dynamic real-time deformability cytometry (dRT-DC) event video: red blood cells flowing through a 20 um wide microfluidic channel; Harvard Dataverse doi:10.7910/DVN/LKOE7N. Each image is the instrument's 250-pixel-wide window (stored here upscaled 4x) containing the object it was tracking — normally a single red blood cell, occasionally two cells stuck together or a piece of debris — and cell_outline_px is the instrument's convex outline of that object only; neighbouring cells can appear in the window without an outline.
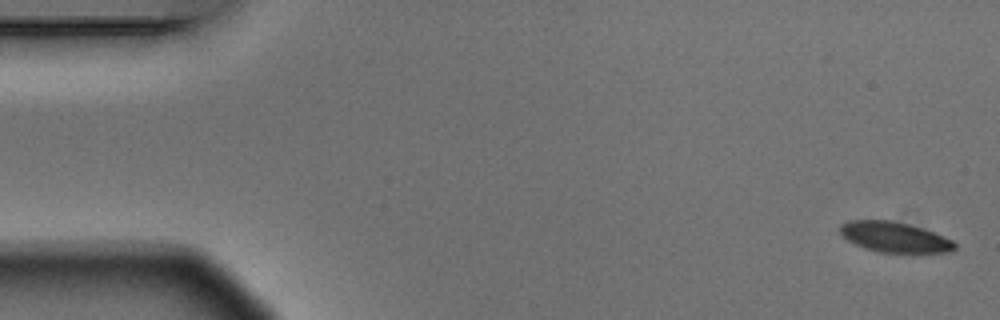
{"species": "Egyptian fruit bat (a non-hibernating species)", "species_latin": "Rousettus aegyptiacus", "temperature_condition": "warm", "stored_images_in_passage": 5, "camera_frame_rate_fps": 3000, "um_per_image_px": 0.085, "animal": {"sex": "male"}, "frame": {"image": 1, "passage_image": 1, "time_ms": 0.0, "image_size_px": [1000, 320], "cell_outline_px": [[956, 248], [952, 252], [876, 252], [864, 248], [848, 240], [840, 232], [840, 224], [848, 220], [892, 220], [924, 228], [952, 240], [956, 244]], "centroid_in_image_um": [76.04, 20.14], "position_along_channel_um": 9.0, "area_um2": 20.23}}
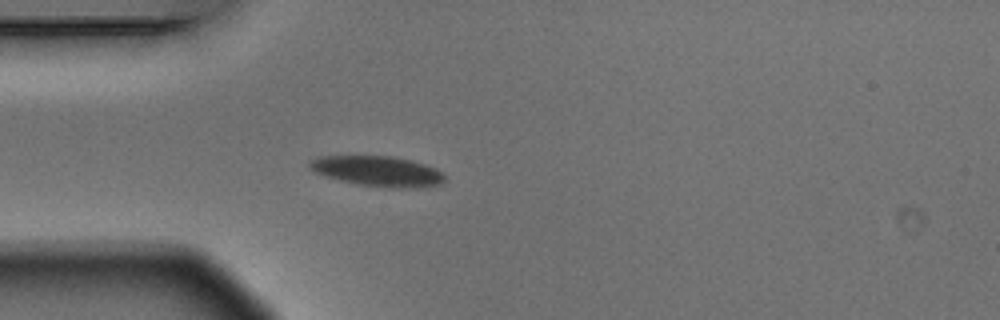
{"frame": {"image": 2, "passage_image": 5, "time_ms": 1.333, "image_size_px": [1000, 320], "cell_outline_px": [[444, 180], [440, 184], [420, 188], [388, 188], [356, 184], [324, 176], [316, 172], [308, 164], [312, 160], [320, 156], [392, 156], [412, 160], [436, 168], [444, 176]], "centroid_in_image_um": [32.13, 14.56], "position_along_channel_um": 52.9, "area_um2": 23.81}}